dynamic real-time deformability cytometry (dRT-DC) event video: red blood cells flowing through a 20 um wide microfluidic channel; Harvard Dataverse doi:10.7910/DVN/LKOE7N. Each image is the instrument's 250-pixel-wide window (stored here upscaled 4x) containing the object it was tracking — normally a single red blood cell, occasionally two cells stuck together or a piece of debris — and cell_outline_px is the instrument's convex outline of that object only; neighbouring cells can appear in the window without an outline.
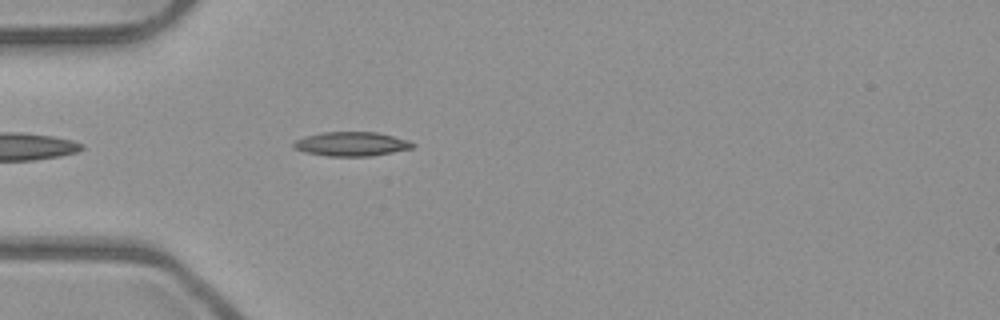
{"species": "common noctule bat (a hibernating species)", "species_latin": "Nyctalus noctula", "temperature_condition": "room temperature", "stored_images_in_passage": 3, "camera_frame_rate_fps": 3000, "um_per_image_px": 0.085, "animal": {"sex": "male", "body_mass_g": 23.1, "forearm_length_mm": 52.7}, "frame": {"image": 1, "passage_image": 3, "time_ms": 0.667, "image_size_px": [1000, 320], "cell_outline_px": [[416, 144], [412, 148], [372, 156], [328, 156], [304, 152], [292, 148], [292, 144], [296, 140], [304, 136], [324, 132], [376, 132], [408, 140]], "centroid_in_image_um": [29.84, 12.24], "position_along_channel_um": 55.2, "area_um2": 16.76}}